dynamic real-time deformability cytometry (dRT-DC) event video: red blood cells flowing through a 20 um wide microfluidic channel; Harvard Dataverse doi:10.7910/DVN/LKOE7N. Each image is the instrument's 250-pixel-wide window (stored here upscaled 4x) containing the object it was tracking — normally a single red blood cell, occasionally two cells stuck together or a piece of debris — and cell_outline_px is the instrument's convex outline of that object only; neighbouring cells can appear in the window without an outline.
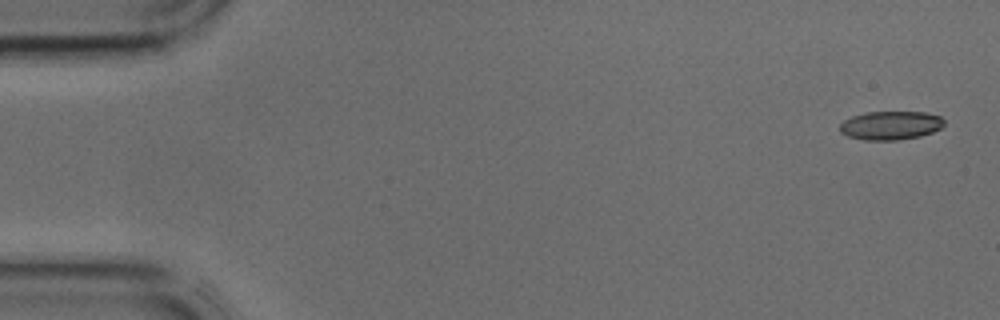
{"species": "common noctule bat (a hibernating species)", "species_latin": "Nyctalus noctula", "temperature_condition": "cold", "stored_images_in_passage": 9, "camera_frame_rate_fps": 3000, "um_per_image_px": 0.085, "animal": {"sex": "male", "body_mass_g": 17.9, "forearm_length_mm": 54.2}, "frame": {"image": 1, "passage_image": 1, "time_ms": 0.0, "image_size_px": [1000, 320], "cell_outline_px": [[944, 124], [940, 128], [932, 132], [920, 136], [896, 140], [864, 140], [848, 136], [840, 132], [840, 124], [844, 120], [852, 116], [864, 112], [924, 112], [940, 116], [944, 120]], "centroid_in_image_um": [75.69, 10.65], "position_along_channel_um": 9.3, "area_um2": 17.4}}